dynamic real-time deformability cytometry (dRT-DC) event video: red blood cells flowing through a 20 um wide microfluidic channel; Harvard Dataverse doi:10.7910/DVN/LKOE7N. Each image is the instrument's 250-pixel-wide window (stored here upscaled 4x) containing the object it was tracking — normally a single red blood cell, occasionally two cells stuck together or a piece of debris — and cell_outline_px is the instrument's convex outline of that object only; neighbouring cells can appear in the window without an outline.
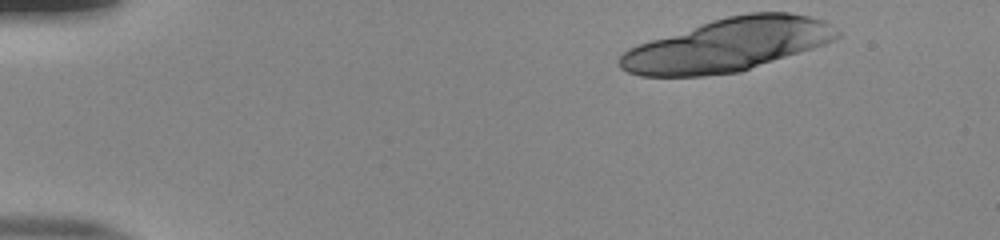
{"species": "human", "species_latin": "Homo sapiens", "temperature_condition": "room temperature", "stored_images_in_passage": 36, "camera_frame_rate_fps": 3000, "um_per_image_px": 0.085, "donor": {"sex": "male"}, "frame": {"image": 1, "passage_image": 1, "time_ms": 0.0, "image_size_px": [1000, 240], "cell_outline_px": [[840, 36], [824, 44], [740, 72], [704, 76], [640, 76], [628, 72], [620, 68], [620, 56], [628, 48], [712, 20], [728, 16], [752, 12], [788, 12], [808, 16], [824, 20], [840, 32]], "centroid_in_image_um": [61.88, 3.83], "position_along_channel_um": 23.1, "area_um2": 66.3}}